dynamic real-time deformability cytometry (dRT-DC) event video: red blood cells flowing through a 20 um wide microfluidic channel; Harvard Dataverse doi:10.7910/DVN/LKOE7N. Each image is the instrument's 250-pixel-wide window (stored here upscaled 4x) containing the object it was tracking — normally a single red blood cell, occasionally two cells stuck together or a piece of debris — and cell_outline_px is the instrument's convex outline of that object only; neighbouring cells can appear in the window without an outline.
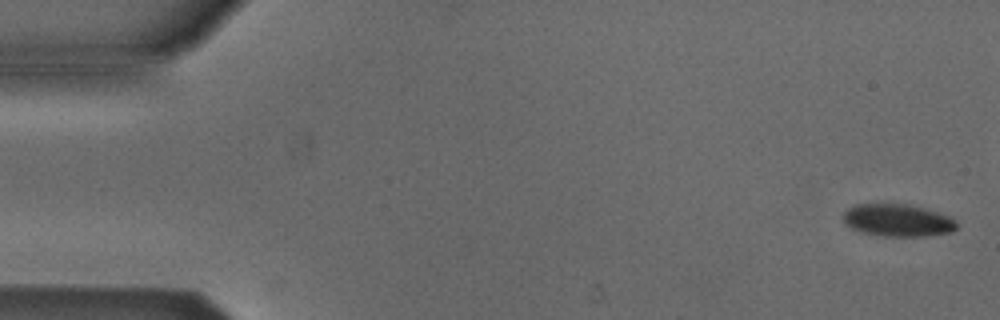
{"species": "Egyptian fruit bat (a non-hibernating species)", "species_latin": "Rousettus aegyptiacus", "temperature_condition": "cold", "stored_images_in_passage": 6, "camera_frame_rate_fps": 3000, "um_per_image_px": 0.085, "animal": {"sex": "male"}, "frame": {"image": 1, "passage_image": 1, "time_ms": 0.0, "image_size_px": [1000, 320], "cell_outline_px": [[956, 228], [952, 232], [924, 236], [884, 236], [860, 232], [844, 224], [844, 212], [848, 208], [856, 204], [908, 204], [936, 212], [948, 216], [956, 224]], "centroid_in_image_um": [76.25, 18.73], "position_along_channel_um": 8.7, "area_um2": 21.15}}
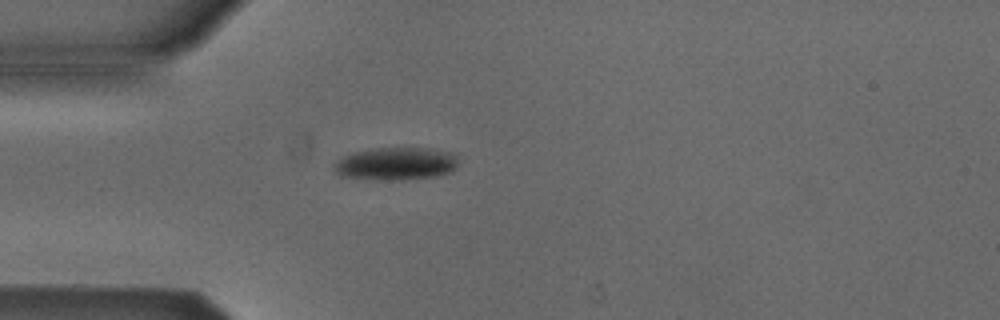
{"frame": {"image": 2, "passage_image": 6, "time_ms": 6.667, "image_size_px": [1000, 320], "cell_outline_px": [[460, 152], [456, 168], [452, 172], [436, 176], [400, 180], [380, 180], [340, 176], [332, 168], [332, 164], [340, 156], [352, 152], [376, 148], [432, 148]], "centroid_in_image_um": [33.7, 13.9], "position_along_channel_um": 51.3, "area_um2": 24.51}}